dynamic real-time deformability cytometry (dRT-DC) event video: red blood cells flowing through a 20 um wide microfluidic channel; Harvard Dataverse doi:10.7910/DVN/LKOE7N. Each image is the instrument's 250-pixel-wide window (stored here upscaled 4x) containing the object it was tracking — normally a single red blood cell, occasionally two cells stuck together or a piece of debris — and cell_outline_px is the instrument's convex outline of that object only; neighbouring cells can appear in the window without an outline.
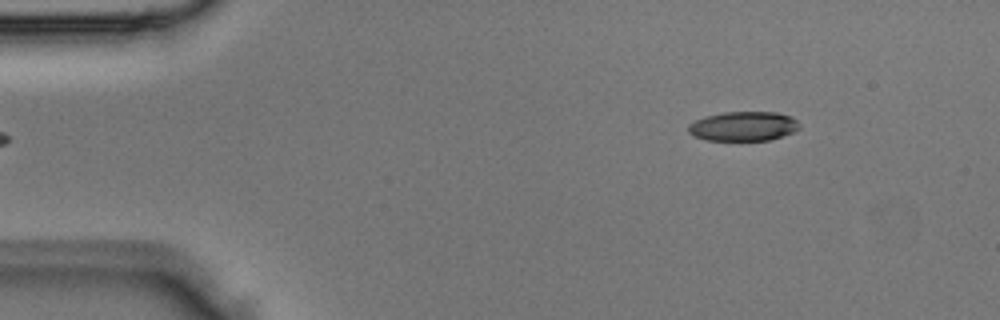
{"species": "Egyptian fruit bat (a non-hibernating species)", "species_latin": "Rousettus aegyptiacus", "temperature_condition": "room temperature", "stored_images_in_passage": 4, "camera_frame_rate_fps": 3000, "um_per_image_px": 0.085, "animal": {"sex": "male"}, "frame": {"image": 1, "passage_image": 4, "time_ms": 1.0, "image_size_px": [1000, 320], "cell_outline_px": [[800, 128], [792, 132], [768, 140], [708, 140], [696, 136], [688, 132], [688, 124], [704, 116], [724, 112], [776, 112], [792, 116], [800, 124]], "centroid_in_image_um": [63.19, 10.71], "position_along_channel_um": 21.8, "area_um2": 18.96}}